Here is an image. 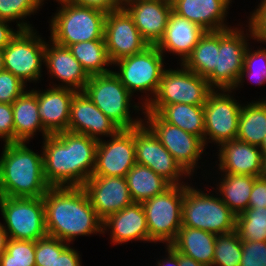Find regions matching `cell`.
<instances>
[{"label": "cell", "instance_id": "cell-1", "mask_svg": "<svg viewBox=\"0 0 266 266\" xmlns=\"http://www.w3.org/2000/svg\"><path fill=\"white\" fill-rule=\"evenodd\" d=\"M98 141L64 131L42 141L44 177L50 187L82 186L93 174Z\"/></svg>", "mask_w": 266, "mask_h": 266}, {"label": "cell", "instance_id": "cell-2", "mask_svg": "<svg viewBox=\"0 0 266 266\" xmlns=\"http://www.w3.org/2000/svg\"><path fill=\"white\" fill-rule=\"evenodd\" d=\"M43 200L48 236L69 244L79 236H103V221L82 186L50 187Z\"/></svg>", "mask_w": 266, "mask_h": 266}, {"label": "cell", "instance_id": "cell-3", "mask_svg": "<svg viewBox=\"0 0 266 266\" xmlns=\"http://www.w3.org/2000/svg\"><path fill=\"white\" fill-rule=\"evenodd\" d=\"M27 142L4 143L0 156V196L43 197L50 189L44 177L43 153Z\"/></svg>", "mask_w": 266, "mask_h": 266}, {"label": "cell", "instance_id": "cell-4", "mask_svg": "<svg viewBox=\"0 0 266 266\" xmlns=\"http://www.w3.org/2000/svg\"><path fill=\"white\" fill-rule=\"evenodd\" d=\"M58 2L57 10L49 18V39L58 45L104 39L106 12L66 0Z\"/></svg>", "mask_w": 266, "mask_h": 266}, {"label": "cell", "instance_id": "cell-5", "mask_svg": "<svg viewBox=\"0 0 266 266\" xmlns=\"http://www.w3.org/2000/svg\"><path fill=\"white\" fill-rule=\"evenodd\" d=\"M83 91L120 129H132L143 123L144 119L138 115L140 111L141 115L144 114L145 107L140 105V102L133 105V95L113 70L106 74L90 76ZM134 111L137 116H133Z\"/></svg>", "mask_w": 266, "mask_h": 266}, {"label": "cell", "instance_id": "cell-6", "mask_svg": "<svg viewBox=\"0 0 266 266\" xmlns=\"http://www.w3.org/2000/svg\"><path fill=\"white\" fill-rule=\"evenodd\" d=\"M202 189L193 187L191 182L184 184L182 226L197 228L216 235L235 230L236 215L219 195H216V192L214 195V190L212 192L208 188L207 192H204Z\"/></svg>", "mask_w": 266, "mask_h": 266}, {"label": "cell", "instance_id": "cell-7", "mask_svg": "<svg viewBox=\"0 0 266 266\" xmlns=\"http://www.w3.org/2000/svg\"><path fill=\"white\" fill-rule=\"evenodd\" d=\"M164 57L166 56L155 45H150L140 53L113 63L112 68H118H114L113 72L132 95L137 92L145 94L140 96V104L145 108L158 91L166 66Z\"/></svg>", "mask_w": 266, "mask_h": 266}, {"label": "cell", "instance_id": "cell-8", "mask_svg": "<svg viewBox=\"0 0 266 266\" xmlns=\"http://www.w3.org/2000/svg\"><path fill=\"white\" fill-rule=\"evenodd\" d=\"M240 24L239 22L237 27L219 31L217 66L207 78L213 89L233 90L239 81L244 67L245 52L251 43V38L253 40L250 26L246 25L248 28H245L242 27L243 23Z\"/></svg>", "mask_w": 266, "mask_h": 266}, {"label": "cell", "instance_id": "cell-9", "mask_svg": "<svg viewBox=\"0 0 266 266\" xmlns=\"http://www.w3.org/2000/svg\"><path fill=\"white\" fill-rule=\"evenodd\" d=\"M184 184L171 185L163 193L142 203L150 239L170 245L182 227V202Z\"/></svg>", "mask_w": 266, "mask_h": 266}, {"label": "cell", "instance_id": "cell-10", "mask_svg": "<svg viewBox=\"0 0 266 266\" xmlns=\"http://www.w3.org/2000/svg\"><path fill=\"white\" fill-rule=\"evenodd\" d=\"M0 212L9 239L37 241L47 236L43 197L0 196Z\"/></svg>", "mask_w": 266, "mask_h": 266}, {"label": "cell", "instance_id": "cell-11", "mask_svg": "<svg viewBox=\"0 0 266 266\" xmlns=\"http://www.w3.org/2000/svg\"><path fill=\"white\" fill-rule=\"evenodd\" d=\"M36 29L20 30L3 49L4 69L27 83H39L45 59L46 39Z\"/></svg>", "mask_w": 266, "mask_h": 266}, {"label": "cell", "instance_id": "cell-12", "mask_svg": "<svg viewBox=\"0 0 266 266\" xmlns=\"http://www.w3.org/2000/svg\"><path fill=\"white\" fill-rule=\"evenodd\" d=\"M143 122L153 131L162 145L174 157L175 161L190 176H196L200 166L198 162L207 149L204 141L177 126L164 122L156 113L144 110Z\"/></svg>", "mask_w": 266, "mask_h": 266}, {"label": "cell", "instance_id": "cell-13", "mask_svg": "<svg viewBox=\"0 0 266 266\" xmlns=\"http://www.w3.org/2000/svg\"><path fill=\"white\" fill-rule=\"evenodd\" d=\"M234 96V90L228 89H214L208 95L203 106L205 146L214 143L218 147L226 141L236 140L243 103Z\"/></svg>", "mask_w": 266, "mask_h": 266}, {"label": "cell", "instance_id": "cell-14", "mask_svg": "<svg viewBox=\"0 0 266 266\" xmlns=\"http://www.w3.org/2000/svg\"><path fill=\"white\" fill-rule=\"evenodd\" d=\"M180 67L163 71L160 85L155 97L148 106H165L170 104H191L204 106L208 95L214 90L207 79Z\"/></svg>", "mask_w": 266, "mask_h": 266}, {"label": "cell", "instance_id": "cell-15", "mask_svg": "<svg viewBox=\"0 0 266 266\" xmlns=\"http://www.w3.org/2000/svg\"><path fill=\"white\" fill-rule=\"evenodd\" d=\"M134 143L136 163L149 167L171 185L188 184L184 182L186 179L192 182L191 177L144 122L134 127Z\"/></svg>", "mask_w": 266, "mask_h": 266}, {"label": "cell", "instance_id": "cell-16", "mask_svg": "<svg viewBox=\"0 0 266 266\" xmlns=\"http://www.w3.org/2000/svg\"><path fill=\"white\" fill-rule=\"evenodd\" d=\"M135 164L134 127L120 129L109 140L98 141L92 176L126 177Z\"/></svg>", "mask_w": 266, "mask_h": 266}, {"label": "cell", "instance_id": "cell-17", "mask_svg": "<svg viewBox=\"0 0 266 266\" xmlns=\"http://www.w3.org/2000/svg\"><path fill=\"white\" fill-rule=\"evenodd\" d=\"M104 40L112 64L150 46L124 8L106 13Z\"/></svg>", "mask_w": 266, "mask_h": 266}, {"label": "cell", "instance_id": "cell-18", "mask_svg": "<svg viewBox=\"0 0 266 266\" xmlns=\"http://www.w3.org/2000/svg\"><path fill=\"white\" fill-rule=\"evenodd\" d=\"M82 187L102 221L134 202L126 177L91 176Z\"/></svg>", "mask_w": 266, "mask_h": 266}, {"label": "cell", "instance_id": "cell-19", "mask_svg": "<svg viewBox=\"0 0 266 266\" xmlns=\"http://www.w3.org/2000/svg\"><path fill=\"white\" fill-rule=\"evenodd\" d=\"M120 128L112 122L86 95L77 91L70 104L68 131L84 134L100 141L115 135ZM103 136V137H102Z\"/></svg>", "mask_w": 266, "mask_h": 266}, {"label": "cell", "instance_id": "cell-20", "mask_svg": "<svg viewBox=\"0 0 266 266\" xmlns=\"http://www.w3.org/2000/svg\"><path fill=\"white\" fill-rule=\"evenodd\" d=\"M44 66L49 77L55 79V83L52 80L49 82V86L83 91L89 80L88 74L73 56L71 50L50 39L46 41ZM56 81L59 83L57 84Z\"/></svg>", "mask_w": 266, "mask_h": 266}, {"label": "cell", "instance_id": "cell-21", "mask_svg": "<svg viewBox=\"0 0 266 266\" xmlns=\"http://www.w3.org/2000/svg\"><path fill=\"white\" fill-rule=\"evenodd\" d=\"M103 234L110 235L113 245L127 244L128 242H154L150 239L146 215L142 203L133 202L121 211L108 216L102 224ZM110 231V232H109Z\"/></svg>", "mask_w": 266, "mask_h": 266}, {"label": "cell", "instance_id": "cell-22", "mask_svg": "<svg viewBox=\"0 0 266 266\" xmlns=\"http://www.w3.org/2000/svg\"><path fill=\"white\" fill-rule=\"evenodd\" d=\"M216 149L218 173L259 177L264 174V156L258 146L239 140L226 141ZM219 161V162H218Z\"/></svg>", "mask_w": 266, "mask_h": 266}, {"label": "cell", "instance_id": "cell-23", "mask_svg": "<svg viewBox=\"0 0 266 266\" xmlns=\"http://www.w3.org/2000/svg\"><path fill=\"white\" fill-rule=\"evenodd\" d=\"M123 8L132 17L142 37L149 45H156L162 38L169 15L171 2L163 0H124Z\"/></svg>", "mask_w": 266, "mask_h": 266}, {"label": "cell", "instance_id": "cell-24", "mask_svg": "<svg viewBox=\"0 0 266 266\" xmlns=\"http://www.w3.org/2000/svg\"><path fill=\"white\" fill-rule=\"evenodd\" d=\"M231 2L233 0H172L171 4L173 12L205 31H220L235 26L226 22Z\"/></svg>", "mask_w": 266, "mask_h": 266}, {"label": "cell", "instance_id": "cell-25", "mask_svg": "<svg viewBox=\"0 0 266 266\" xmlns=\"http://www.w3.org/2000/svg\"><path fill=\"white\" fill-rule=\"evenodd\" d=\"M76 92L70 88L53 86L37 89L40 120L50 135L68 131L70 104Z\"/></svg>", "mask_w": 266, "mask_h": 266}, {"label": "cell", "instance_id": "cell-26", "mask_svg": "<svg viewBox=\"0 0 266 266\" xmlns=\"http://www.w3.org/2000/svg\"><path fill=\"white\" fill-rule=\"evenodd\" d=\"M206 31L198 24L171 12L165 32L155 45L163 55L171 53L180 58L182 64ZM167 52V53H166Z\"/></svg>", "mask_w": 266, "mask_h": 266}, {"label": "cell", "instance_id": "cell-27", "mask_svg": "<svg viewBox=\"0 0 266 266\" xmlns=\"http://www.w3.org/2000/svg\"><path fill=\"white\" fill-rule=\"evenodd\" d=\"M14 120V142H31L38 133L42 139L50 135L43 127L39 116L37 89L31 88L12 103ZM38 132V133H37Z\"/></svg>", "mask_w": 266, "mask_h": 266}, {"label": "cell", "instance_id": "cell-28", "mask_svg": "<svg viewBox=\"0 0 266 266\" xmlns=\"http://www.w3.org/2000/svg\"><path fill=\"white\" fill-rule=\"evenodd\" d=\"M216 234L182 226L170 244L177 252L190 256L206 266H212Z\"/></svg>", "mask_w": 266, "mask_h": 266}, {"label": "cell", "instance_id": "cell-29", "mask_svg": "<svg viewBox=\"0 0 266 266\" xmlns=\"http://www.w3.org/2000/svg\"><path fill=\"white\" fill-rule=\"evenodd\" d=\"M145 109L148 112L156 113L164 122L196 135L204 141L203 106L180 103L165 106H147Z\"/></svg>", "mask_w": 266, "mask_h": 266}, {"label": "cell", "instance_id": "cell-30", "mask_svg": "<svg viewBox=\"0 0 266 266\" xmlns=\"http://www.w3.org/2000/svg\"><path fill=\"white\" fill-rule=\"evenodd\" d=\"M216 184L212 187L222 201L237 216L242 214L247 208L250 194L256 177L242 174L219 173ZM218 179V182H217Z\"/></svg>", "mask_w": 266, "mask_h": 266}, {"label": "cell", "instance_id": "cell-31", "mask_svg": "<svg viewBox=\"0 0 266 266\" xmlns=\"http://www.w3.org/2000/svg\"><path fill=\"white\" fill-rule=\"evenodd\" d=\"M266 136V99L241 106L236 139L260 147Z\"/></svg>", "mask_w": 266, "mask_h": 266}, {"label": "cell", "instance_id": "cell-32", "mask_svg": "<svg viewBox=\"0 0 266 266\" xmlns=\"http://www.w3.org/2000/svg\"><path fill=\"white\" fill-rule=\"evenodd\" d=\"M126 180L131 198L143 203L163 193L171 184L147 166L136 163L127 173Z\"/></svg>", "mask_w": 266, "mask_h": 266}, {"label": "cell", "instance_id": "cell-33", "mask_svg": "<svg viewBox=\"0 0 266 266\" xmlns=\"http://www.w3.org/2000/svg\"><path fill=\"white\" fill-rule=\"evenodd\" d=\"M219 31H206L182 63L188 70L207 79L217 66Z\"/></svg>", "mask_w": 266, "mask_h": 266}, {"label": "cell", "instance_id": "cell-34", "mask_svg": "<svg viewBox=\"0 0 266 266\" xmlns=\"http://www.w3.org/2000/svg\"><path fill=\"white\" fill-rule=\"evenodd\" d=\"M88 76L106 74L113 70L105 40L83 41L68 47Z\"/></svg>", "mask_w": 266, "mask_h": 266}, {"label": "cell", "instance_id": "cell-35", "mask_svg": "<svg viewBox=\"0 0 266 266\" xmlns=\"http://www.w3.org/2000/svg\"><path fill=\"white\" fill-rule=\"evenodd\" d=\"M236 230L242 241H266V208H247L237 215Z\"/></svg>", "mask_w": 266, "mask_h": 266}, {"label": "cell", "instance_id": "cell-36", "mask_svg": "<svg viewBox=\"0 0 266 266\" xmlns=\"http://www.w3.org/2000/svg\"><path fill=\"white\" fill-rule=\"evenodd\" d=\"M43 5L42 0H0V19L16 22V27L21 30L34 29L25 19L38 13Z\"/></svg>", "mask_w": 266, "mask_h": 266}, {"label": "cell", "instance_id": "cell-37", "mask_svg": "<svg viewBox=\"0 0 266 266\" xmlns=\"http://www.w3.org/2000/svg\"><path fill=\"white\" fill-rule=\"evenodd\" d=\"M242 239L237 230L216 236L212 266H240Z\"/></svg>", "mask_w": 266, "mask_h": 266}, {"label": "cell", "instance_id": "cell-38", "mask_svg": "<svg viewBox=\"0 0 266 266\" xmlns=\"http://www.w3.org/2000/svg\"><path fill=\"white\" fill-rule=\"evenodd\" d=\"M252 44L248 46L244 56V67L234 91L244 86L246 79L258 86L266 84V48L262 46L254 50ZM243 85V86H242Z\"/></svg>", "mask_w": 266, "mask_h": 266}, {"label": "cell", "instance_id": "cell-39", "mask_svg": "<svg viewBox=\"0 0 266 266\" xmlns=\"http://www.w3.org/2000/svg\"><path fill=\"white\" fill-rule=\"evenodd\" d=\"M0 266H36L35 241L9 239Z\"/></svg>", "mask_w": 266, "mask_h": 266}, {"label": "cell", "instance_id": "cell-40", "mask_svg": "<svg viewBox=\"0 0 266 266\" xmlns=\"http://www.w3.org/2000/svg\"><path fill=\"white\" fill-rule=\"evenodd\" d=\"M69 245L58 238L45 236L35 241V265L53 266L61 252Z\"/></svg>", "mask_w": 266, "mask_h": 266}, {"label": "cell", "instance_id": "cell-41", "mask_svg": "<svg viewBox=\"0 0 266 266\" xmlns=\"http://www.w3.org/2000/svg\"><path fill=\"white\" fill-rule=\"evenodd\" d=\"M26 88L27 85L11 72H0V103L12 104Z\"/></svg>", "mask_w": 266, "mask_h": 266}, {"label": "cell", "instance_id": "cell-42", "mask_svg": "<svg viewBox=\"0 0 266 266\" xmlns=\"http://www.w3.org/2000/svg\"><path fill=\"white\" fill-rule=\"evenodd\" d=\"M240 266H266V241H242Z\"/></svg>", "mask_w": 266, "mask_h": 266}, {"label": "cell", "instance_id": "cell-43", "mask_svg": "<svg viewBox=\"0 0 266 266\" xmlns=\"http://www.w3.org/2000/svg\"><path fill=\"white\" fill-rule=\"evenodd\" d=\"M257 8L250 12L247 24L252 30L253 40L266 45V0H259Z\"/></svg>", "mask_w": 266, "mask_h": 266}, {"label": "cell", "instance_id": "cell-44", "mask_svg": "<svg viewBox=\"0 0 266 266\" xmlns=\"http://www.w3.org/2000/svg\"><path fill=\"white\" fill-rule=\"evenodd\" d=\"M0 139L4 143L14 142V120L12 104L0 103Z\"/></svg>", "mask_w": 266, "mask_h": 266}, {"label": "cell", "instance_id": "cell-45", "mask_svg": "<svg viewBox=\"0 0 266 266\" xmlns=\"http://www.w3.org/2000/svg\"><path fill=\"white\" fill-rule=\"evenodd\" d=\"M266 208V176L256 177L250 194L248 208Z\"/></svg>", "mask_w": 266, "mask_h": 266}, {"label": "cell", "instance_id": "cell-46", "mask_svg": "<svg viewBox=\"0 0 266 266\" xmlns=\"http://www.w3.org/2000/svg\"><path fill=\"white\" fill-rule=\"evenodd\" d=\"M74 4L100 9L104 12L117 11L123 8L124 0H66Z\"/></svg>", "mask_w": 266, "mask_h": 266}, {"label": "cell", "instance_id": "cell-47", "mask_svg": "<svg viewBox=\"0 0 266 266\" xmlns=\"http://www.w3.org/2000/svg\"><path fill=\"white\" fill-rule=\"evenodd\" d=\"M70 244L56 257L53 266H83L80 251L75 249Z\"/></svg>", "mask_w": 266, "mask_h": 266}, {"label": "cell", "instance_id": "cell-48", "mask_svg": "<svg viewBox=\"0 0 266 266\" xmlns=\"http://www.w3.org/2000/svg\"><path fill=\"white\" fill-rule=\"evenodd\" d=\"M10 23L12 22L0 19V50H3L21 30L13 29Z\"/></svg>", "mask_w": 266, "mask_h": 266}, {"label": "cell", "instance_id": "cell-49", "mask_svg": "<svg viewBox=\"0 0 266 266\" xmlns=\"http://www.w3.org/2000/svg\"><path fill=\"white\" fill-rule=\"evenodd\" d=\"M167 255L163 256L161 260H157L156 266H179V252H177L171 245L164 246Z\"/></svg>", "mask_w": 266, "mask_h": 266}, {"label": "cell", "instance_id": "cell-50", "mask_svg": "<svg viewBox=\"0 0 266 266\" xmlns=\"http://www.w3.org/2000/svg\"><path fill=\"white\" fill-rule=\"evenodd\" d=\"M179 266H206V265L195 261L190 256L179 253Z\"/></svg>", "mask_w": 266, "mask_h": 266}, {"label": "cell", "instance_id": "cell-51", "mask_svg": "<svg viewBox=\"0 0 266 266\" xmlns=\"http://www.w3.org/2000/svg\"><path fill=\"white\" fill-rule=\"evenodd\" d=\"M8 234L0 222V256L6 251V246L8 242Z\"/></svg>", "mask_w": 266, "mask_h": 266}, {"label": "cell", "instance_id": "cell-52", "mask_svg": "<svg viewBox=\"0 0 266 266\" xmlns=\"http://www.w3.org/2000/svg\"><path fill=\"white\" fill-rule=\"evenodd\" d=\"M263 156H264V159L266 158V136L261 144V146L259 147Z\"/></svg>", "mask_w": 266, "mask_h": 266}, {"label": "cell", "instance_id": "cell-53", "mask_svg": "<svg viewBox=\"0 0 266 266\" xmlns=\"http://www.w3.org/2000/svg\"><path fill=\"white\" fill-rule=\"evenodd\" d=\"M4 70L3 50H0V72Z\"/></svg>", "mask_w": 266, "mask_h": 266}, {"label": "cell", "instance_id": "cell-54", "mask_svg": "<svg viewBox=\"0 0 266 266\" xmlns=\"http://www.w3.org/2000/svg\"><path fill=\"white\" fill-rule=\"evenodd\" d=\"M264 176H266V158H265V164H264Z\"/></svg>", "mask_w": 266, "mask_h": 266}]
</instances>
